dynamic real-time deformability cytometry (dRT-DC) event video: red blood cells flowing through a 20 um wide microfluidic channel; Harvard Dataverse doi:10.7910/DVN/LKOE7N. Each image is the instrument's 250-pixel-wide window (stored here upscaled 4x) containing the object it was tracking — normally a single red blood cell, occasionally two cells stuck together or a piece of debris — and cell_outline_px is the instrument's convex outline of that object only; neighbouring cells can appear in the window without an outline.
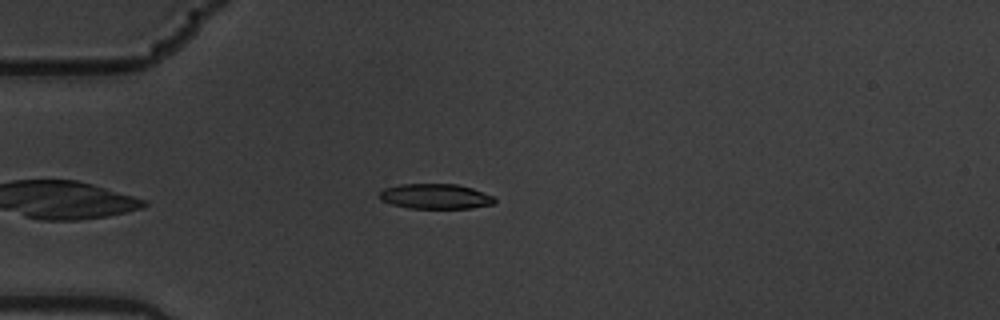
{"species": "common noctule bat (a hibernating species)", "species_latin": "Nyctalus noctula", "temperature_condition": "warm", "stored_images_in_passage": 16, "camera_frame_rate_fps": 3000, "um_per_image_px": 0.085, "animal": {"sex": "male", "body_mass_g": 19.5, "forearm_length_mm": 54.6}, "frame": {"image": 1, "passage_image": 5, "time_ms": 1.333, "image_size_px": [1000, 320], "cell_outline_px": [[496, 200], [492, 204], [472, 208], [408, 208], [392, 204], [380, 200], [380, 192], [384, 188], [400, 184], [456, 184], [472, 188], [492, 196]], "centroid_in_image_um": [36.99, 16.69], "position_along_channel_um": 48.0, "area_um2": 16.7}}
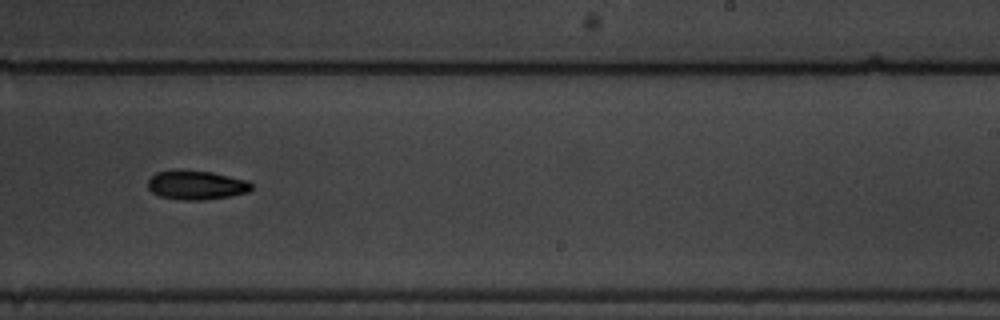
{"frame": {"image": 2, "passage_image": 11, "time_ms": 3.333, "image_size_px": [1000, 320], "cell_outline_px": [[252, 188], [248, 192], [228, 196], [204, 200], [184, 200], [160, 196], [152, 192], [148, 188], [148, 180], [156, 172], [176, 168], [180, 168], [212, 172], [248, 180], [252, 184]], "centroid_in_image_um": [16.66, 15.7], "position_along_channel_um": 272.3, "area_um2": 17.86}}
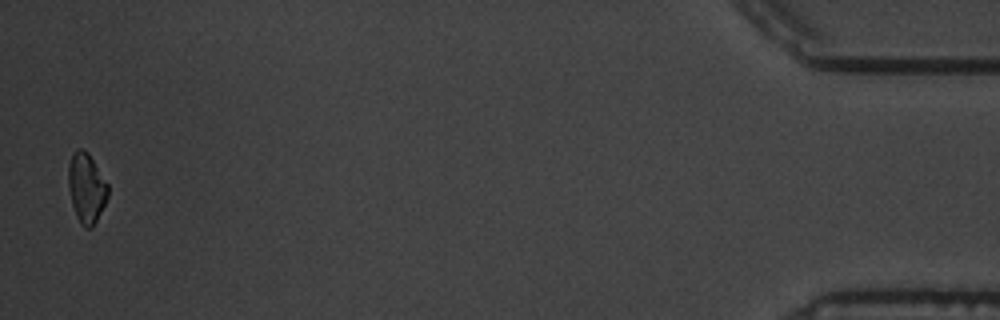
{"frame": {"image": 3, "passage_image": 16, "time_ms": 5.0, "image_size_px": [1000, 320], "cell_outline_px": [[108, 196], [92, 228], [84, 228], [80, 224], [76, 216], [72, 204], [68, 188], [68, 164], [72, 152], [76, 148], [84, 148], [88, 152], [108, 184]], "centroid_in_image_um": [7.32, 15.94], "position_along_channel_um": 427.9, "area_um2": 16.24}}